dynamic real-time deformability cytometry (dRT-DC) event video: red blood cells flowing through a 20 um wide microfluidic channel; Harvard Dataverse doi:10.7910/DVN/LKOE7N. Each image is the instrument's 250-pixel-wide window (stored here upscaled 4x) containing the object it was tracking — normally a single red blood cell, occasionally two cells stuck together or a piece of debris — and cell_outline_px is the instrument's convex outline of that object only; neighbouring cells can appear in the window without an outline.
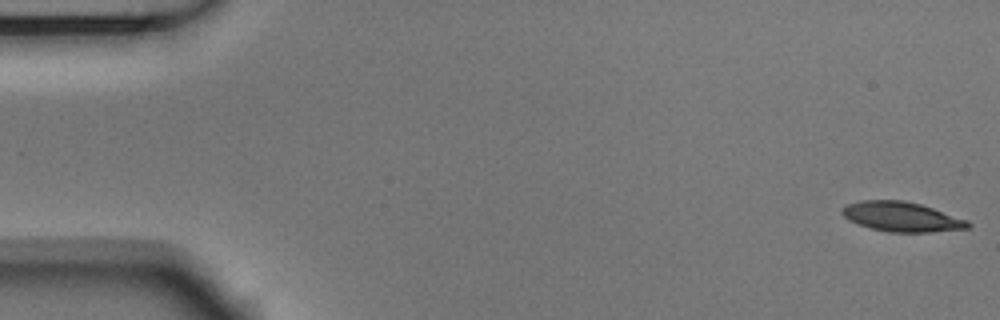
{"species": "Egyptian fruit bat (a non-hibernating species)", "species_latin": "Rousettus aegyptiacus", "temperature_condition": "room temperature", "stored_images_in_passage": 54, "camera_frame_rate_fps": 3000, "um_per_image_px": 0.085, "animal": {"sex": "male"}, "frame": {"image": 1, "passage_image": 1, "time_ms": 0.0, "image_size_px": [1000, 320], "cell_outline_px": [[972, 224], [968, 228], [928, 232], [888, 232], [872, 228], [848, 220], [840, 212], [840, 208], [844, 204], [860, 200], [904, 200], [920, 204], [968, 220]], "centroid_in_image_um": [76.59, 18.41], "position_along_channel_um": 8.4, "area_um2": 21.79}}
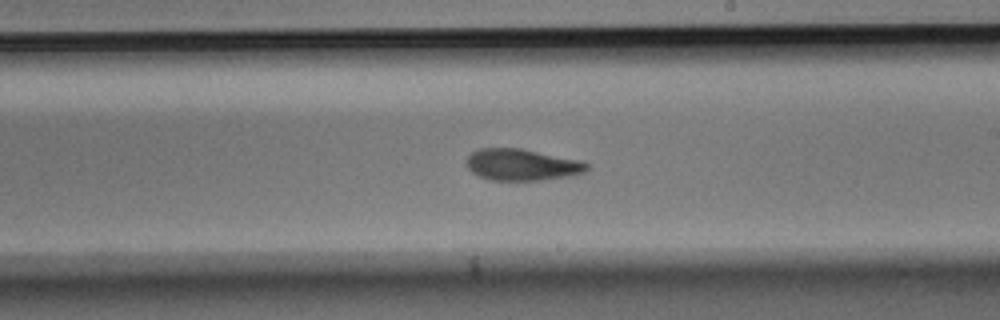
{"frame": {"image": 2, "passage_image": 31, "time_ms": 10.0, "image_size_px": [1000, 320], "cell_outline_px": [[588, 168], [584, 172], [568, 176], [544, 180], [492, 180], [480, 176], [472, 172], [468, 168], [468, 156], [472, 152], [480, 148], [520, 148], [580, 160], [588, 164]], "centroid_in_image_um": [44.37, 14.0], "position_along_channel_um": 244.6, "area_um2": 21.91}}
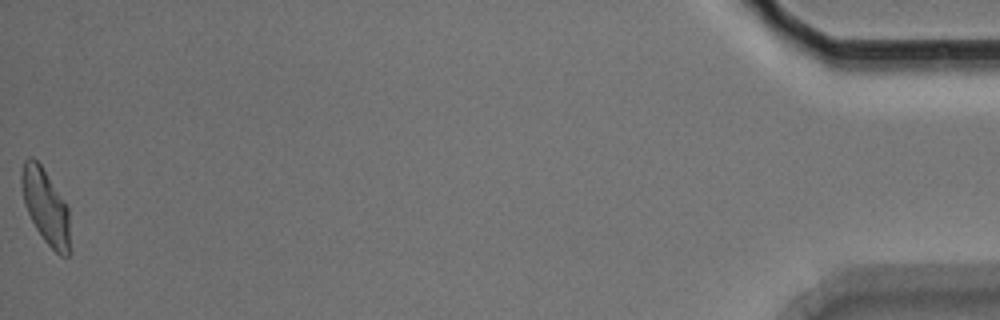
{"frame": {"image": 3, "passage_image": 54, "time_ms": 17.667, "image_size_px": [1000, 320], "cell_outline_px": [[72, 252], [68, 256], [60, 256], [44, 240], [36, 228], [28, 212], [24, 200], [20, 180], [20, 172], [24, 160], [28, 156], [32, 156], [40, 164], [68, 208]], "centroid_in_image_um": [3.9, 17.59], "position_along_channel_um": 431.3, "area_um2": 21.1}, "authors_computed_cell_mechanics": {"area_um2": 21.9929, "velocity_mm_per_s": 3.7123, "shape_relaxation_time_tau1_ms": 3.5525, "shape_relaxation_time_tau2_ms": 3.0177, "deformation_change_tau1": 0.1666, "deformation_change_tau2": 0.1038}}